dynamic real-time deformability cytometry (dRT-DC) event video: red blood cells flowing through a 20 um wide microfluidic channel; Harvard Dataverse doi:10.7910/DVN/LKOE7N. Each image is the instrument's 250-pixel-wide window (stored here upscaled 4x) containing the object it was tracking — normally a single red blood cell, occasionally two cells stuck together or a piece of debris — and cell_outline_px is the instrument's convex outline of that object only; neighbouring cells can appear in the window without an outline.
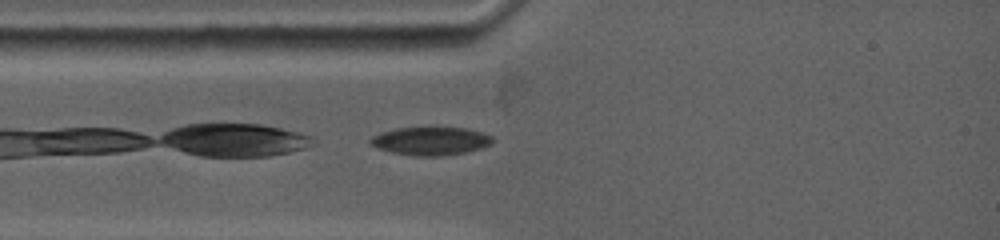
{"species": "common noctule bat (a hibernating species)", "species_latin": "Nyctalus noctula", "temperature_condition": "warm", "stored_images_in_passage": 1, "camera_frame_rate_fps": 5000, "um_per_image_px": 0.085, "animal": {"sex": "female", "body_mass_g": 19.0, "forearm_length_mm": 53.3}, "frame": {"image": 1, "passage_image": 1, "time_ms": 0.0, "image_size_px": [1000, 240], "cell_outline_px": [[492, 144], [468, 152], [440, 156], [412, 156], [392, 152], [368, 144], [368, 140], [372, 136], [380, 132], [396, 128], [464, 128], [480, 132], [492, 136]], "centroid_in_image_um": [36.57, 11.99], "position_along_channel_um": 48.4, "area_um2": 20.0}}